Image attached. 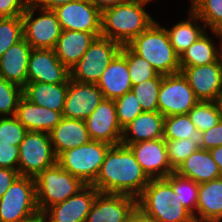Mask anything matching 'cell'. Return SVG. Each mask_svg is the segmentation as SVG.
Returning a JSON list of instances; mask_svg holds the SVG:
<instances>
[{
    "label": "cell",
    "instance_id": "cell-1",
    "mask_svg": "<svg viewBox=\"0 0 222 222\" xmlns=\"http://www.w3.org/2000/svg\"><path fill=\"white\" fill-rule=\"evenodd\" d=\"M149 181L131 149L120 143L108 149L99 174L91 185L101 193L122 194L137 199Z\"/></svg>",
    "mask_w": 222,
    "mask_h": 222
},
{
    "label": "cell",
    "instance_id": "cell-2",
    "mask_svg": "<svg viewBox=\"0 0 222 222\" xmlns=\"http://www.w3.org/2000/svg\"><path fill=\"white\" fill-rule=\"evenodd\" d=\"M148 2L127 0L101 11V36L122 45H128L136 36L147 30L154 18L144 7Z\"/></svg>",
    "mask_w": 222,
    "mask_h": 222
},
{
    "label": "cell",
    "instance_id": "cell-3",
    "mask_svg": "<svg viewBox=\"0 0 222 222\" xmlns=\"http://www.w3.org/2000/svg\"><path fill=\"white\" fill-rule=\"evenodd\" d=\"M137 211L157 222H195L171 186V174L150 179L137 198Z\"/></svg>",
    "mask_w": 222,
    "mask_h": 222
},
{
    "label": "cell",
    "instance_id": "cell-4",
    "mask_svg": "<svg viewBox=\"0 0 222 222\" xmlns=\"http://www.w3.org/2000/svg\"><path fill=\"white\" fill-rule=\"evenodd\" d=\"M135 54L145 58L161 75L179 73L180 56L173 48L168 32L159 22L136 36L127 45Z\"/></svg>",
    "mask_w": 222,
    "mask_h": 222
},
{
    "label": "cell",
    "instance_id": "cell-5",
    "mask_svg": "<svg viewBox=\"0 0 222 222\" xmlns=\"http://www.w3.org/2000/svg\"><path fill=\"white\" fill-rule=\"evenodd\" d=\"M35 178L39 211L61 203L78 193L86 184L64 170L58 163L41 171Z\"/></svg>",
    "mask_w": 222,
    "mask_h": 222
},
{
    "label": "cell",
    "instance_id": "cell-6",
    "mask_svg": "<svg viewBox=\"0 0 222 222\" xmlns=\"http://www.w3.org/2000/svg\"><path fill=\"white\" fill-rule=\"evenodd\" d=\"M112 145L91 140L88 143L66 150L57 157V163L73 176L91 185L99 174L108 149Z\"/></svg>",
    "mask_w": 222,
    "mask_h": 222
},
{
    "label": "cell",
    "instance_id": "cell-7",
    "mask_svg": "<svg viewBox=\"0 0 222 222\" xmlns=\"http://www.w3.org/2000/svg\"><path fill=\"white\" fill-rule=\"evenodd\" d=\"M56 163L57 157L52 147L50 134L43 131H27L19 145L20 176L36 177L41 171Z\"/></svg>",
    "mask_w": 222,
    "mask_h": 222
},
{
    "label": "cell",
    "instance_id": "cell-8",
    "mask_svg": "<svg viewBox=\"0 0 222 222\" xmlns=\"http://www.w3.org/2000/svg\"><path fill=\"white\" fill-rule=\"evenodd\" d=\"M120 49L119 43L103 36L96 37L82 58L71 68L70 79L80 83L96 84L103 70Z\"/></svg>",
    "mask_w": 222,
    "mask_h": 222
},
{
    "label": "cell",
    "instance_id": "cell-9",
    "mask_svg": "<svg viewBox=\"0 0 222 222\" xmlns=\"http://www.w3.org/2000/svg\"><path fill=\"white\" fill-rule=\"evenodd\" d=\"M38 211L34 177L19 176L0 198L1 222H21Z\"/></svg>",
    "mask_w": 222,
    "mask_h": 222
},
{
    "label": "cell",
    "instance_id": "cell-10",
    "mask_svg": "<svg viewBox=\"0 0 222 222\" xmlns=\"http://www.w3.org/2000/svg\"><path fill=\"white\" fill-rule=\"evenodd\" d=\"M40 16H35V11ZM22 17L24 39L32 49H54L62 28L53 10L28 5Z\"/></svg>",
    "mask_w": 222,
    "mask_h": 222
},
{
    "label": "cell",
    "instance_id": "cell-11",
    "mask_svg": "<svg viewBox=\"0 0 222 222\" xmlns=\"http://www.w3.org/2000/svg\"><path fill=\"white\" fill-rule=\"evenodd\" d=\"M198 102L193 89L181 72L163 75L158 108L164 117L188 114Z\"/></svg>",
    "mask_w": 222,
    "mask_h": 222
},
{
    "label": "cell",
    "instance_id": "cell-12",
    "mask_svg": "<svg viewBox=\"0 0 222 222\" xmlns=\"http://www.w3.org/2000/svg\"><path fill=\"white\" fill-rule=\"evenodd\" d=\"M53 11L62 30L101 34V11L89 0H74L57 6Z\"/></svg>",
    "mask_w": 222,
    "mask_h": 222
},
{
    "label": "cell",
    "instance_id": "cell-13",
    "mask_svg": "<svg viewBox=\"0 0 222 222\" xmlns=\"http://www.w3.org/2000/svg\"><path fill=\"white\" fill-rule=\"evenodd\" d=\"M136 211V198L99 192L85 222H129Z\"/></svg>",
    "mask_w": 222,
    "mask_h": 222
},
{
    "label": "cell",
    "instance_id": "cell-14",
    "mask_svg": "<svg viewBox=\"0 0 222 222\" xmlns=\"http://www.w3.org/2000/svg\"><path fill=\"white\" fill-rule=\"evenodd\" d=\"M70 70L57 58L54 49H32L28 59L27 83H69Z\"/></svg>",
    "mask_w": 222,
    "mask_h": 222
},
{
    "label": "cell",
    "instance_id": "cell-15",
    "mask_svg": "<svg viewBox=\"0 0 222 222\" xmlns=\"http://www.w3.org/2000/svg\"><path fill=\"white\" fill-rule=\"evenodd\" d=\"M149 179L166 178L175 172L169 162L164 138L128 145Z\"/></svg>",
    "mask_w": 222,
    "mask_h": 222
},
{
    "label": "cell",
    "instance_id": "cell-16",
    "mask_svg": "<svg viewBox=\"0 0 222 222\" xmlns=\"http://www.w3.org/2000/svg\"><path fill=\"white\" fill-rule=\"evenodd\" d=\"M199 101L214 102L222 91V59L202 66H180Z\"/></svg>",
    "mask_w": 222,
    "mask_h": 222
},
{
    "label": "cell",
    "instance_id": "cell-17",
    "mask_svg": "<svg viewBox=\"0 0 222 222\" xmlns=\"http://www.w3.org/2000/svg\"><path fill=\"white\" fill-rule=\"evenodd\" d=\"M104 99L96 84L69 80L62 115L77 120L87 119Z\"/></svg>",
    "mask_w": 222,
    "mask_h": 222
},
{
    "label": "cell",
    "instance_id": "cell-18",
    "mask_svg": "<svg viewBox=\"0 0 222 222\" xmlns=\"http://www.w3.org/2000/svg\"><path fill=\"white\" fill-rule=\"evenodd\" d=\"M84 121L92 140L112 146L121 143L123 130L119 126L114 100L104 98Z\"/></svg>",
    "mask_w": 222,
    "mask_h": 222
},
{
    "label": "cell",
    "instance_id": "cell-19",
    "mask_svg": "<svg viewBox=\"0 0 222 222\" xmlns=\"http://www.w3.org/2000/svg\"><path fill=\"white\" fill-rule=\"evenodd\" d=\"M99 193L93 185H86L75 195L49 207L45 213L49 222H85Z\"/></svg>",
    "mask_w": 222,
    "mask_h": 222
},
{
    "label": "cell",
    "instance_id": "cell-20",
    "mask_svg": "<svg viewBox=\"0 0 222 222\" xmlns=\"http://www.w3.org/2000/svg\"><path fill=\"white\" fill-rule=\"evenodd\" d=\"M105 99L116 100L131 91L132 82L129 76L126 58L119 52L103 70L96 83Z\"/></svg>",
    "mask_w": 222,
    "mask_h": 222
},
{
    "label": "cell",
    "instance_id": "cell-21",
    "mask_svg": "<svg viewBox=\"0 0 222 222\" xmlns=\"http://www.w3.org/2000/svg\"><path fill=\"white\" fill-rule=\"evenodd\" d=\"M32 47L23 38L0 57V77L21 88L27 84L28 59Z\"/></svg>",
    "mask_w": 222,
    "mask_h": 222
},
{
    "label": "cell",
    "instance_id": "cell-22",
    "mask_svg": "<svg viewBox=\"0 0 222 222\" xmlns=\"http://www.w3.org/2000/svg\"><path fill=\"white\" fill-rule=\"evenodd\" d=\"M165 117L159 112L143 111L124 129L121 144H130L163 138Z\"/></svg>",
    "mask_w": 222,
    "mask_h": 222
},
{
    "label": "cell",
    "instance_id": "cell-23",
    "mask_svg": "<svg viewBox=\"0 0 222 222\" xmlns=\"http://www.w3.org/2000/svg\"><path fill=\"white\" fill-rule=\"evenodd\" d=\"M49 134L56 157L66 150L82 146L92 140L84 120L66 117H63Z\"/></svg>",
    "mask_w": 222,
    "mask_h": 222
},
{
    "label": "cell",
    "instance_id": "cell-24",
    "mask_svg": "<svg viewBox=\"0 0 222 222\" xmlns=\"http://www.w3.org/2000/svg\"><path fill=\"white\" fill-rule=\"evenodd\" d=\"M15 117L27 131L50 132L63 118L62 112L35 105L24 96L21 97Z\"/></svg>",
    "mask_w": 222,
    "mask_h": 222
},
{
    "label": "cell",
    "instance_id": "cell-25",
    "mask_svg": "<svg viewBox=\"0 0 222 222\" xmlns=\"http://www.w3.org/2000/svg\"><path fill=\"white\" fill-rule=\"evenodd\" d=\"M98 36H101V34L62 30L54 52L59 61L71 70Z\"/></svg>",
    "mask_w": 222,
    "mask_h": 222
},
{
    "label": "cell",
    "instance_id": "cell-26",
    "mask_svg": "<svg viewBox=\"0 0 222 222\" xmlns=\"http://www.w3.org/2000/svg\"><path fill=\"white\" fill-rule=\"evenodd\" d=\"M195 222L222 221V177L199 184Z\"/></svg>",
    "mask_w": 222,
    "mask_h": 222
},
{
    "label": "cell",
    "instance_id": "cell-27",
    "mask_svg": "<svg viewBox=\"0 0 222 222\" xmlns=\"http://www.w3.org/2000/svg\"><path fill=\"white\" fill-rule=\"evenodd\" d=\"M175 173L198 184L210 182L221 177L219 167L211 157L209 150L201 148L185 159L175 170Z\"/></svg>",
    "mask_w": 222,
    "mask_h": 222
},
{
    "label": "cell",
    "instance_id": "cell-28",
    "mask_svg": "<svg viewBox=\"0 0 222 222\" xmlns=\"http://www.w3.org/2000/svg\"><path fill=\"white\" fill-rule=\"evenodd\" d=\"M67 89L68 83L29 82L23 87V96L35 105L63 112Z\"/></svg>",
    "mask_w": 222,
    "mask_h": 222
},
{
    "label": "cell",
    "instance_id": "cell-29",
    "mask_svg": "<svg viewBox=\"0 0 222 222\" xmlns=\"http://www.w3.org/2000/svg\"><path fill=\"white\" fill-rule=\"evenodd\" d=\"M188 19L177 22L170 29L166 28L170 42L176 53H182L190 47L206 30L205 25L200 26L201 19L191 10Z\"/></svg>",
    "mask_w": 222,
    "mask_h": 222
},
{
    "label": "cell",
    "instance_id": "cell-30",
    "mask_svg": "<svg viewBox=\"0 0 222 222\" xmlns=\"http://www.w3.org/2000/svg\"><path fill=\"white\" fill-rule=\"evenodd\" d=\"M215 44V45H214ZM221 47L204 32L180 56V66H202L216 62L220 58Z\"/></svg>",
    "mask_w": 222,
    "mask_h": 222
},
{
    "label": "cell",
    "instance_id": "cell-31",
    "mask_svg": "<svg viewBox=\"0 0 222 222\" xmlns=\"http://www.w3.org/2000/svg\"><path fill=\"white\" fill-rule=\"evenodd\" d=\"M120 53L126 58L132 86L155 78L159 73L143 57L135 54L127 45H122Z\"/></svg>",
    "mask_w": 222,
    "mask_h": 222
},
{
    "label": "cell",
    "instance_id": "cell-32",
    "mask_svg": "<svg viewBox=\"0 0 222 222\" xmlns=\"http://www.w3.org/2000/svg\"><path fill=\"white\" fill-rule=\"evenodd\" d=\"M165 140L199 138V133L188 114L167 116L164 120Z\"/></svg>",
    "mask_w": 222,
    "mask_h": 222
},
{
    "label": "cell",
    "instance_id": "cell-33",
    "mask_svg": "<svg viewBox=\"0 0 222 222\" xmlns=\"http://www.w3.org/2000/svg\"><path fill=\"white\" fill-rule=\"evenodd\" d=\"M162 79L163 75L158 74L155 78L132 86L131 91L135 94L143 111H159L158 95Z\"/></svg>",
    "mask_w": 222,
    "mask_h": 222
},
{
    "label": "cell",
    "instance_id": "cell-34",
    "mask_svg": "<svg viewBox=\"0 0 222 222\" xmlns=\"http://www.w3.org/2000/svg\"><path fill=\"white\" fill-rule=\"evenodd\" d=\"M200 134L214 127L221 119L215 102L199 101L188 113Z\"/></svg>",
    "mask_w": 222,
    "mask_h": 222
},
{
    "label": "cell",
    "instance_id": "cell-35",
    "mask_svg": "<svg viewBox=\"0 0 222 222\" xmlns=\"http://www.w3.org/2000/svg\"><path fill=\"white\" fill-rule=\"evenodd\" d=\"M171 186L182 205L193 215L196 212L199 184L191 179L171 173Z\"/></svg>",
    "mask_w": 222,
    "mask_h": 222
},
{
    "label": "cell",
    "instance_id": "cell-36",
    "mask_svg": "<svg viewBox=\"0 0 222 222\" xmlns=\"http://www.w3.org/2000/svg\"><path fill=\"white\" fill-rule=\"evenodd\" d=\"M168 159L172 169L175 171L193 152L199 150V138L165 140Z\"/></svg>",
    "mask_w": 222,
    "mask_h": 222
},
{
    "label": "cell",
    "instance_id": "cell-37",
    "mask_svg": "<svg viewBox=\"0 0 222 222\" xmlns=\"http://www.w3.org/2000/svg\"><path fill=\"white\" fill-rule=\"evenodd\" d=\"M191 10L210 31L222 21V0H191Z\"/></svg>",
    "mask_w": 222,
    "mask_h": 222
},
{
    "label": "cell",
    "instance_id": "cell-38",
    "mask_svg": "<svg viewBox=\"0 0 222 222\" xmlns=\"http://www.w3.org/2000/svg\"><path fill=\"white\" fill-rule=\"evenodd\" d=\"M24 38L21 16L0 18V57L8 48Z\"/></svg>",
    "mask_w": 222,
    "mask_h": 222
},
{
    "label": "cell",
    "instance_id": "cell-39",
    "mask_svg": "<svg viewBox=\"0 0 222 222\" xmlns=\"http://www.w3.org/2000/svg\"><path fill=\"white\" fill-rule=\"evenodd\" d=\"M23 88L0 77V117L15 116Z\"/></svg>",
    "mask_w": 222,
    "mask_h": 222
},
{
    "label": "cell",
    "instance_id": "cell-40",
    "mask_svg": "<svg viewBox=\"0 0 222 222\" xmlns=\"http://www.w3.org/2000/svg\"><path fill=\"white\" fill-rule=\"evenodd\" d=\"M114 102L117 119L122 130L143 112L138 99L132 91L117 98Z\"/></svg>",
    "mask_w": 222,
    "mask_h": 222
},
{
    "label": "cell",
    "instance_id": "cell-41",
    "mask_svg": "<svg viewBox=\"0 0 222 222\" xmlns=\"http://www.w3.org/2000/svg\"><path fill=\"white\" fill-rule=\"evenodd\" d=\"M26 132L15 116L0 117V144L19 146Z\"/></svg>",
    "mask_w": 222,
    "mask_h": 222
},
{
    "label": "cell",
    "instance_id": "cell-42",
    "mask_svg": "<svg viewBox=\"0 0 222 222\" xmlns=\"http://www.w3.org/2000/svg\"><path fill=\"white\" fill-rule=\"evenodd\" d=\"M201 149L209 150L222 145V119L211 129L199 134Z\"/></svg>",
    "mask_w": 222,
    "mask_h": 222
},
{
    "label": "cell",
    "instance_id": "cell-43",
    "mask_svg": "<svg viewBox=\"0 0 222 222\" xmlns=\"http://www.w3.org/2000/svg\"><path fill=\"white\" fill-rule=\"evenodd\" d=\"M19 146L0 144V167L18 171Z\"/></svg>",
    "mask_w": 222,
    "mask_h": 222
},
{
    "label": "cell",
    "instance_id": "cell-44",
    "mask_svg": "<svg viewBox=\"0 0 222 222\" xmlns=\"http://www.w3.org/2000/svg\"><path fill=\"white\" fill-rule=\"evenodd\" d=\"M27 6V0H0V18L22 16Z\"/></svg>",
    "mask_w": 222,
    "mask_h": 222
},
{
    "label": "cell",
    "instance_id": "cell-45",
    "mask_svg": "<svg viewBox=\"0 0 222 222\" xmlns=\"http://www.w3.org/2000/svg\"><path fill=\"white\" fill-rule=\"evenodd\" d=\"M20 176L19 171L0 167V198Z\"/></svg>",
    "mask_w": 222,
    "mask_h": 222
},
{
    "label": "cell",
    "instance_id": "cell-46",
    "mask_svg": "<svg viewBox=\"0 0 222 222\" xmlns=\"http://www.w3.org/2000/svg\"><path fill=\"white\" fill-rule=\"evenodd\" d=\"M27 1H28V5L41 8V9L53 10L57 6L67 4L74 0H27Z\"/></svg>",
    "mask_w": 222,
    "mask_h": 222
},
{
    "label": "cell",
    "instance_id": "cell-47",
    "mask_svg": "<svg viewBox=\"0 0 222 222\" xmlns=\"http://www.w3.org/2000/svg\"><path fill=\"white\" fill-rule=\"evenodd\" d=\"M96 8H98L100 11L111 7L116 6L118 4H122L126 2L127 0H89Z\"/></svg>",
    "mask_w": 222,
    "mask_h": 222
},
{
    "label": "cell",
    "instance_id": "cell-48",
    "mask_svg": "<svg viewBox=\"0 0 222 222\" xmlns=\"http://www.w3.org/2000/svg\"><path fill=\"white\" fill-rule=\"evenodd\" d=\"M211 157L217 163L222 177V145L209 149Z\"/></svg>",
    "mask_w": 222,
    "mask_h": 222
},
{
    "label": "cell",
    "instance_id": "cell-49",
    "mask_svg": "<svg viewBox=\"0 0 222 222\" xmlns=\"http://www.w3.org/2000/svg\"><path fill=\"white\" fill-rule=\"evenodd\" d=\"M47 214L44 211H38L21 222H49Z\"/></svg>",
    "mask_w": 222,
    "mask_h": 222
},
{
    "label": "cell",
    "instance_id": "cell-50",
    "mask_svg": "<svg viewBox=\"0 0 222 222\" xmlns=\"http://www.w3.org/2000/svg\"><path fill=\"white\" fill-rule=\"evenodd\" d=\"M129 222H157V221H154V220H151L145 216H143L139 211H136Z\"/></svg>",
    "mask_w": 222,
    "mask_h": 222
},
{
    "label": "cell",
    "instance_id": "cell-51",
    "mask_svg": "<svg viewBox=\"0 0 222 222\" xmlns=\"http://www.w3.org/2000/svg\"><path fill=\"white\" fill-rule=\"evenodd\" d=\"M211 32L216 35L217 37H219L220 39V42H222V21L216 25L212 30Z\"/></svg>",
    "mask_w": 222,
    "mask_h": 222
},
{
    "label": "cell",
    "instance_id": "cell-52",
    "mask_svg": "<svg viewBox=\"0 0 222 222\" xmlns=\"http://www.w3.org/2000/svg\"><path fill=\"white\" fill-rule=\"evenodd\" d=\"M214 102L217 106L218 112L220 113V117L222 119V91L218 94Z\"/></svg>",
    "mask_w": 222,
    "mask_h": 222
},
{
    "label": "cell",
    "instance_id": "cell-53",
    "mask_svg": "<svg viewBox=\"0 0 222 222\" xmlns=\"http://www.w3.org/2000/svg\"><path fill=\"white\" fill-rule=\"evenodd\" d=\"M219 44H220V47H221L220 57H221V59H222V42L219 43Z\"/></svg>",
    "mask_w": 222,
    "mask_h": 222
},
{
    "label": "cell",
    "instance_id": "cell-54",
    "mask_svg": "<svg viewBox=\"0 0 222 222\" xmlns=\"http://www.w3.org/2000/svg\"><path fill=\"white\" fill-rule=\"evenodd\" d=\"M141 1H145V2H148V3H150V1H152V0H141Z\"/></svg>",
    "mask_w": 222,
    "mask_h": 222
}]
</instances>
